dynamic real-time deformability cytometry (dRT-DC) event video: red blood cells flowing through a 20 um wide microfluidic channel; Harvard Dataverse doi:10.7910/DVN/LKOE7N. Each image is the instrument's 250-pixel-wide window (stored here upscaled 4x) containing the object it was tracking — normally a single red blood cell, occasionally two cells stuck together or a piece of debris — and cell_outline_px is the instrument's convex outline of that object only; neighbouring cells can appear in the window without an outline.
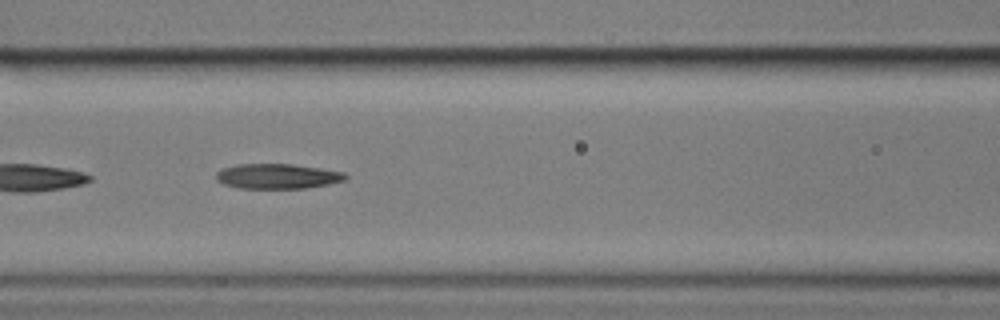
{"species": "common noctule bat (a hibernating species)", "species_latin": "Nyctalus noctula", "temperature_condition": "cold", "stored_images_in_passage": 33, "camera_frame_rate_fps": 3000, "um_per_image_px": 0.085, "animal": {"sex": "male", "body_mass_g": 17.9}, "frame": {"image": 1, "passage_image": 14, "time_ms": 4.333, "image_size_px": [1000, 320], "cell_outline_px": [[348, 176], [344, 180], [328, 184], [304, 188], [240, 188], [224, 184], [216, 180], [216, 172], [224, 168], [236, 164], [292, 164], [320, 168], [344, 172]], "centroid_in_image_um": [23.57, 14.97], "position_along_channel_um": 143.0, "area_um2": 18.73}}
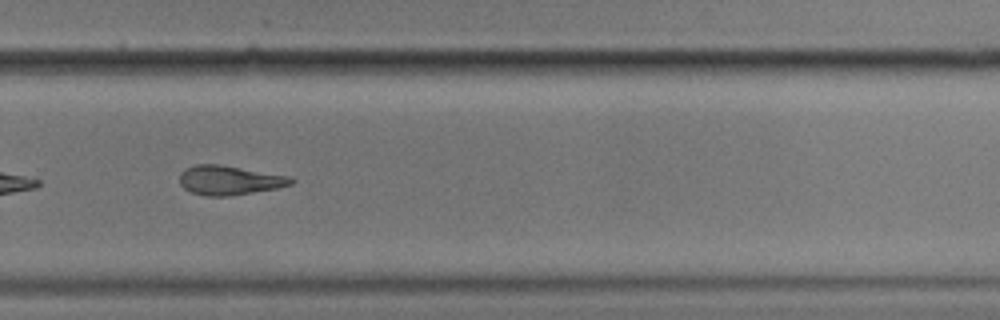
{"frame": {"image": 2, "passage_image": 28, "time_ms": 9.0, "image_size_px": [1000, 320], "cell_outline_px": [[296, 180], [292, 184], [276, 188], [232, 196], [204, 196], [192, 192], [184, 188], [180, 184], [180, 172], [184, 168], [196, 164], [220, 164], [288, 176]], "centroid_in_image_um": [19.47, 15.32], "position_along_channel_um": 310.3, "area_um2": 19.07}, "authors_computed_cell_mechanics": {"area_um2": 19.1896, "velocity_mm_per_s": 3.5964, "shape_relaxation_time_tau1_ms": null, "shape_relaxation_time_tau2_ms": 6.5539, "deformation_change_tau1": null, "deformation_change_tau2": 0.1882}}